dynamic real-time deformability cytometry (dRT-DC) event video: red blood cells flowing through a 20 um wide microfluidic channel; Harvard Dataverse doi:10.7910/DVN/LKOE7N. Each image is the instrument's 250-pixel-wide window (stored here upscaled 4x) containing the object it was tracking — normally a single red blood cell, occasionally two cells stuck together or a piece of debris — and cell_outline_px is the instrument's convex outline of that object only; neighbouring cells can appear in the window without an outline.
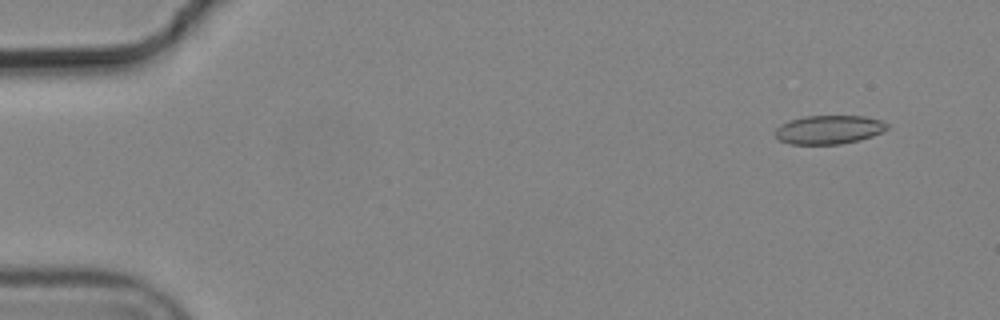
{"species": "common noctule bat (a hibernating species)", "species_latin": "Nyctalus noctula", "temperature_condition": "cold", "stored_images_in_passage": 2, "camera_frame_rate_fps": 3000, "um_per_image_px": 0.085, "animal": {"sex": "male", "body_mass_g": 19.2, "forearm_length_mm": 51.8}, "frame": {"image": 1, "passage_image": 1, "time_ms": 0.0, "image_size_px": [1000, 320], "cell_outline_px": [[888, 128], [872, 136], [860, 140], [840, 144], [792, 144], [780, 140], [772, 132], [780, 124], [788, 120], [804, 116], [864, 116], [880, 120], [888, 124]], "centroid_in_image_um": [70.41, 11.01], "position_along_channel_um": 14.6, "area_um2": 18.79}}